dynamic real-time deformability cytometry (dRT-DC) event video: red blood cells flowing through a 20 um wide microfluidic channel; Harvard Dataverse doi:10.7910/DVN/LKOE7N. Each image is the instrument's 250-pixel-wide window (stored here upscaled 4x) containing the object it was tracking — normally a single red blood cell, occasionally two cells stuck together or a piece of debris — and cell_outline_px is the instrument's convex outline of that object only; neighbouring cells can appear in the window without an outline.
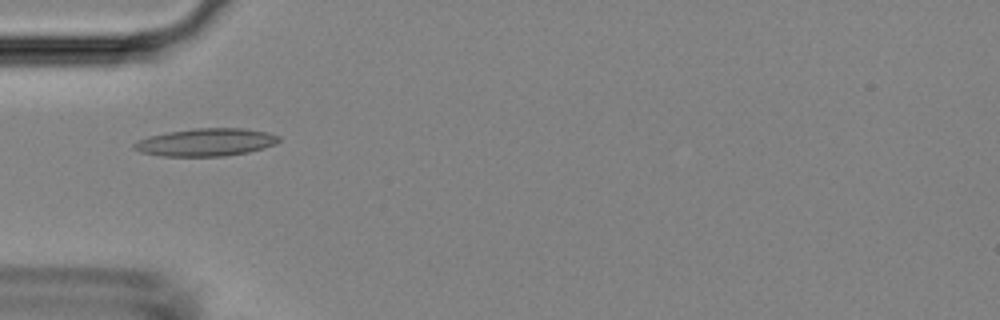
{"species": "Egyptian fruit bat (a non-hibernating species)", "species_latin": "Rousettus aegyptiacus", "temperature_condition": "room temperature", "stored_images_in_passage": 1, "camera_frame_rate_fps": 3000, "um_per_image_px": 0.085, "animal": {"sex": "female"}, "frame": {"image": 1, "passage_image": 1, "time_ms": 0.0, "image_size_px": [1000, 320], "cell_outline_px": [[280, 140], [276, 144], [264, 148], [248, 152], [224, 156], [160, 156], [140, 152], [132, 148], [132, 144], [136, 140], [148, 136], [168, 132], [192, 128], [244, 128], [268, 132], [280, 136]], "centroid_in_image_um": [17.48, 12.09], "position_along_channel_um": 67.5, "area_um2": 23.64}}